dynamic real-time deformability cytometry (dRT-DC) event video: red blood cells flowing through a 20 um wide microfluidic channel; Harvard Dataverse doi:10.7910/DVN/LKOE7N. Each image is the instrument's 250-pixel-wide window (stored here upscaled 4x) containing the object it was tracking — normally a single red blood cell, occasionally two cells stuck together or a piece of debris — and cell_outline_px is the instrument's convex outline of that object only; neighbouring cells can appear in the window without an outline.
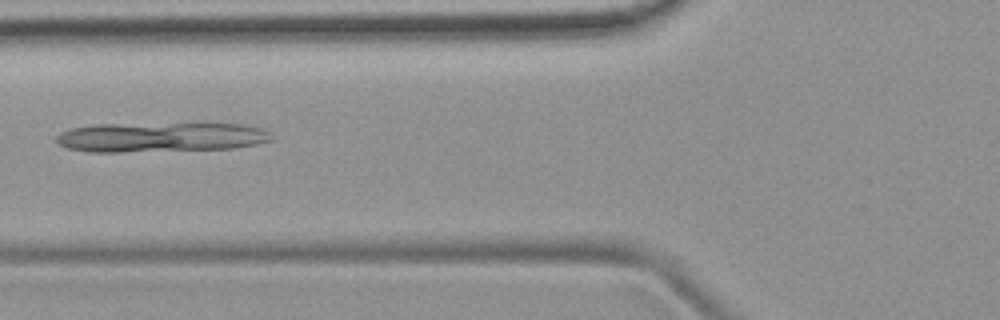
{"species": "common noctule bat (a hibernating species)", "species_latin": "Nyctalus noctula", "temperature_condition": "room temperature", "stored_images_in_passage": 43, "camera_frame_rate_fps": 3000, "um_per_image_px": 0.085, "animal": {"sex": "female", "body_mass_g": 19.9}, "frame": {"image": 1, "passage_image": 13, "time_ms": 4.0, "image_size_px": [1000, 320], "cell_outline_px": [[272, 140], [256, 144], [232, 148], [124, 152], [88, 152], [68, 148], [60, 144], [56, 140], [56, 136], [60, 132], [72, 128], [96, 124], [244, 124], [260, 128], [272, 132]], "centroid_in_image_um": [13.66, 11.66], "position_along_channel_um": 112.1, "area_um2": 37.11}}
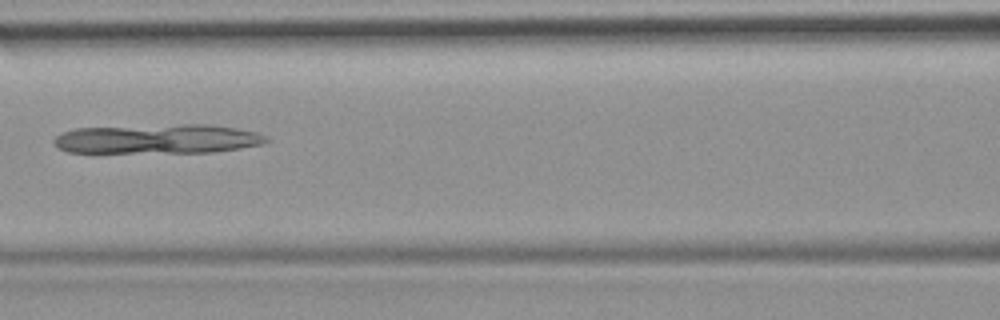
{"frame": {"image": 2, "passage_image": 16, "time_ms": 5.0, "image_size_px": [1000, 320], "cell_outline_px": [[268, 140], [264, 144], [240, 148], [212, 152], [68, 152], [56, 148], [52, 140], [56, 136], [64, 132], [76, 128], [180, 124], [208, 124], [236, 128], [256, 132], [264, 136]], "centroid_in_image_um": [13.38, 11.8], "position_along_channel_um": 153.2, "area_um2": 36.3}}
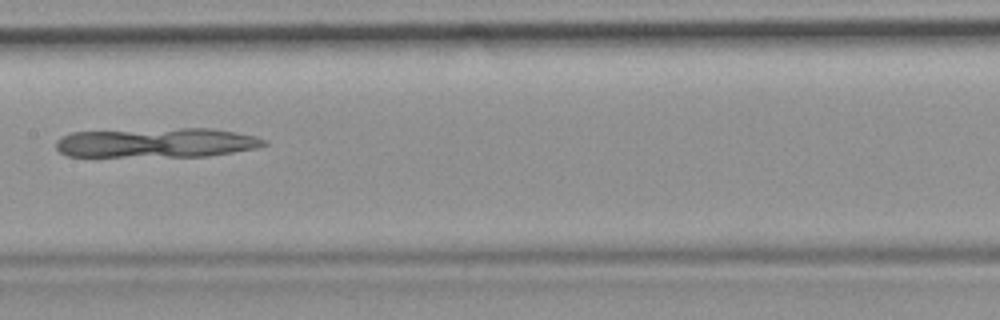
{"frame": {"image": 3, "passage_image": 19, "time_ms": 6.0, "image_size_px": [1000, 320], "cell_outline_px": [[268, 144], [256, 148], [208, 156], [68, 156], [60, 152], [56, 148], [56, 140], [72, 132], [180, 128], [212, 128], [256, 136], [264, 140]], "centroid_in_image_um": [13.32, 12.13], "position_along_channel_um": 194.1, "area_um2": 35.6}}